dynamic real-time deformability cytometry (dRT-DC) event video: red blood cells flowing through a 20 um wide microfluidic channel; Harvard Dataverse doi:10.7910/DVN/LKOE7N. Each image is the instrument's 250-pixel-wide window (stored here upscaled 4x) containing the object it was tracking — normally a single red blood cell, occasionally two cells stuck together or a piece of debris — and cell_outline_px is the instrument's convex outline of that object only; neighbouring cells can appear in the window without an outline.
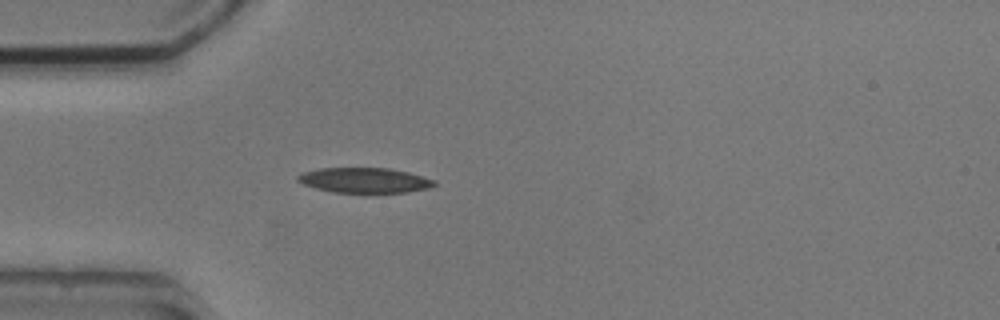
{"species": "common noctule bat (a hibernating species)", "species_latin": "Nyctalus noctula", "temperature_condition": "cold", "stored_images_in_passage": 1, "camera_frame_rate_fps": 3000, "um_per_image_px": 0.085, "animal": {"sex": "male", "body_mass_g": 20.5, "forearm_length_mm": 52.5}, "frame": {"image": 1, "passage_image": 1, "time_ms": 0.0, "image_size_px": [1000, 320], "cell_outline_px": [[436, 184], [428, 188], [408, 192], [332, 192], [316, 188], [304, 184], [296, 180], [296, 176], [304, 172], [320, 168], [388, 168], [408, 172], [436, 180]], "centroid_in_image_um": [30.98, 15.32], "position_along_channel_um": 54.0, "area_um2": 19.83}}